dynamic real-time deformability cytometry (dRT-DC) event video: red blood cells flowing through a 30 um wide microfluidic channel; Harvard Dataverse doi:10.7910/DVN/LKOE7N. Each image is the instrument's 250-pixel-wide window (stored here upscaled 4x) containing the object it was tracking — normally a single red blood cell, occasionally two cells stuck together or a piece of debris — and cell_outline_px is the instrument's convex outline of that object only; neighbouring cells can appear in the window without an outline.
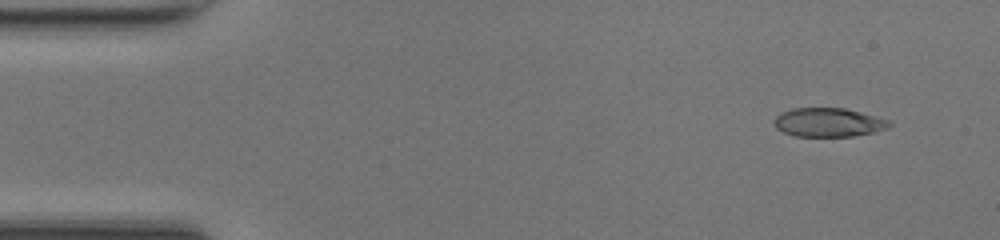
{"species": "common noctule bat (a hibernating species)", "species_latin": "Nyctalus noctula", "temperature_condition": "room temperature", "stored_images_in_passage": 9, "camera_frame_rate_fps": 3000, "um_per_image_px": 0.085, "animal": {"sex": "female", "body_mass_g": 17.0, "forearm_length_mm": 48.0}, "frame": {"image": 1, "passage_image": 9, "time_ms": 2.667, "image_size_px": [1000, 240], "cell_outline_px": [[892, 124], [888, 128], [876, 132], [852, 136], [796, 136], [784, 132], [776, 128], [772, 124], [772, 120], [780, 112], [792, 108], [844, 108], [860, 112], [888, 120]], "centroid_in_image_um": [70.37, 10.4], "position_along_channel_um": 14.6, "area_um2": 19.42}}